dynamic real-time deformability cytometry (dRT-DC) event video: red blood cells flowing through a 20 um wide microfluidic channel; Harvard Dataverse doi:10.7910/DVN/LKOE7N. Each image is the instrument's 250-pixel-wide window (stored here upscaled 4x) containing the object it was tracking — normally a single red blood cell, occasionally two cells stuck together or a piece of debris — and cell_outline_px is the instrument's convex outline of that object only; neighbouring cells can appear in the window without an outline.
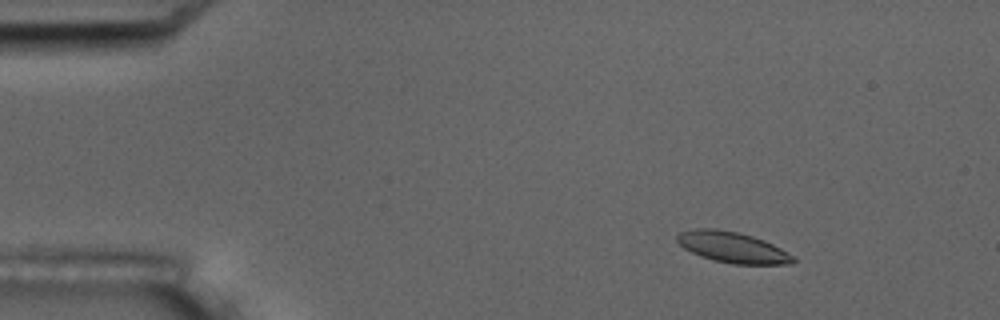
{"species": "common noctule bat (a hibernating species)", "species_latin": "Nyctalus noctula", "temperature_condition": "room temperature", "stored_images_in_passage": 8, "camera_frame_rate_fps": 3000, "um_per_image_px": 0.085, "animal": {"sex": "male", "body_mass_g": 17.5, "forearm_length_mm": 52.3}, "frame": {"image": 1, "passage_image": 3, "time_ms": 2.333, "image_size_px": [1000, 320], "cell_outline_px": [[796, 260], [792, 264], [732, 264], [712, 260], [700, 256], [684, 248], [676, 240], [676, 236], [680, 232], [696, 228], [716, 228], [736, 232], [752, 236], [764, 240], [796, 256]], "centroid_in_image_um": [62.27, 21.03], "position_along_channel_um": 22.7, "area_um2": 20.92}}